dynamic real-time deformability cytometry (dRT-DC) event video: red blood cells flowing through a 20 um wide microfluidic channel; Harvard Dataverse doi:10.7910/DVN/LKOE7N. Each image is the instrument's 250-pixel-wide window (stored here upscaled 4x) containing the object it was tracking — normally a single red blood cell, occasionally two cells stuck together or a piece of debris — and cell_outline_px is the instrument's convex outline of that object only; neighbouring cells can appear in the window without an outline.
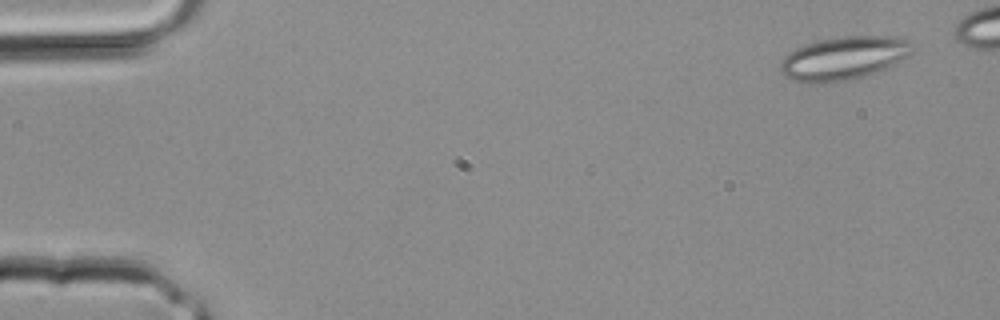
{"species": "common noctule bat (a hibernating species)", "species_latin": "Nyctalus noctula", "temperature_condition": "room temperature", "stored_images_in_passage": 4, "camera_frame_rate_fps": 3000, "um_per_image_px": 0.085, "animal": {"sex": "male", "body_mass_g": 20.4}, "frame": {"image": 1, "passage_image": 1, "time_ms": 0.0, "image_size_px": [1000, 320], "cell_outline_px": [[916, 48], [908, 56], [884, 68], [864, 76], [848, 80], [824, 84], [808, 84], [792, 80], [784, 76], [780, 72], [780, 64], [784, 56], [788, 52], [804, 44], [820, 40], [844, 36], [892, 36], [912, 40]], "centroid_in_image_um": [71.7, 4.95], "position_along_channel_um": 13.3, "area_um2": 33.7}}